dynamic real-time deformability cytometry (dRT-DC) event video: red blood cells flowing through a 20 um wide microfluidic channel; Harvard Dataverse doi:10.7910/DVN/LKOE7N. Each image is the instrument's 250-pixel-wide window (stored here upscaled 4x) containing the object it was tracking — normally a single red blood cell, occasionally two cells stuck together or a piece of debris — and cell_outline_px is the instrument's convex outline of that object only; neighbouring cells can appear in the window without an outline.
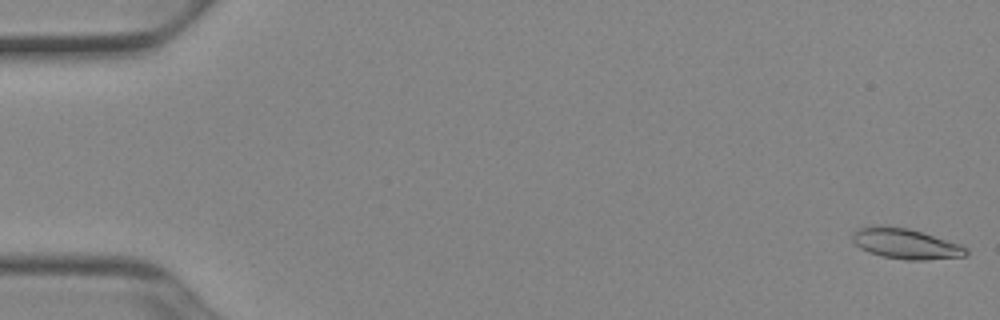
{"species": "Egyptian fruit bat (a non-hibernating species)", "species_latin": "Rousettus aegyptiacus", "temperature_condition": "cold", "stored_images_in_passage": 8, "camera_frame_rate_fps": 3000, "um_per_image_px": 0.085, "animal": {"sex": "female"}, "frame": {"image": 1, "passage_image": 1, "time_ms": 0.0, "image_size_px": [1000, 320], "cell_outline_px": [[968, 256], [924, 260], [908, 260], [880, 256], [868, 252], [860, 248], [852, 240], [852, 236], [860, 228], [908, 228], [960, 244], [968, 248]], "centroid_in_image_um": [77.07, 20.77], "position_along_channel_um": 7.9, "area_um2": 19.48}}